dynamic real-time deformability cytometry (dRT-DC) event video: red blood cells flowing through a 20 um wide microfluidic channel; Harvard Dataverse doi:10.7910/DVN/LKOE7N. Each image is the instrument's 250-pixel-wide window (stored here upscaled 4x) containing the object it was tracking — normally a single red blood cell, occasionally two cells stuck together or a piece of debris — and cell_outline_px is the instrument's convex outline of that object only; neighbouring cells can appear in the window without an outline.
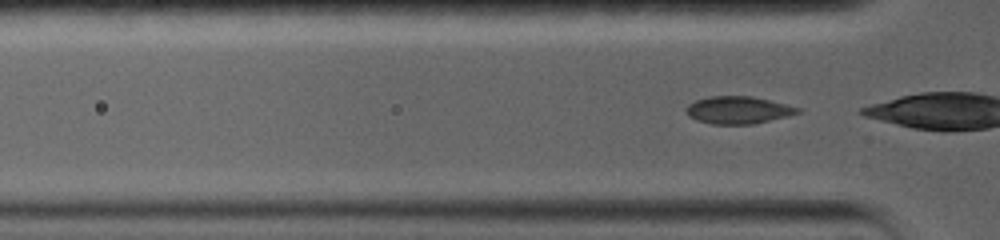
{"species": "common noctule bat (a hibernating species)", "species_latin": "Nyctalus noctula", "temperature_condition": "warm", "stored_images_in_passage": 67, "camera_frame_rate_fps": 5000, "um_per_image_px": 0.085, "animal": {"sex": "female", "body_mass_g": 19.0, "forearm_length_mm": 56.7}, "frame": {"image": 1, "passage_image": 2, "time_ms": 0.2, "image_size_px": [1000, 240], "cell_outline_px": [[800, 112], [788, 116], [752, 124], [712, 124], [696, 120], [688, 116], [684, 108], [688, 104], [696, 100], [708, 96], [752, 96], [800, 108]], "centroid_in_image_um": [62.68, 9.35], "position_along_channel_um": 63.1, "area_um2": 17.74}}
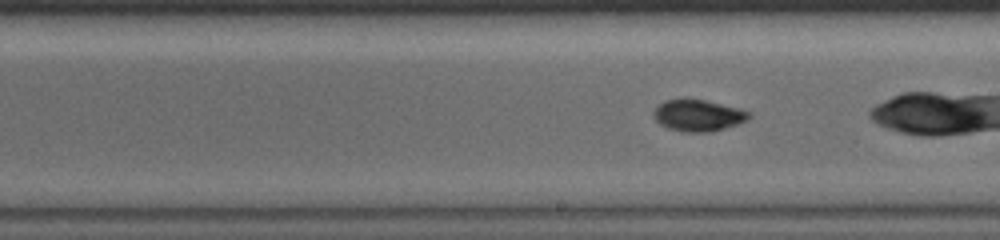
{"frame": {"image": 2, "passage_image": 26, "time_ms": 4.8, "image_size_px": [1000, 240], "cell_outline_px": [[752, 116], [748, 120], [724, 128], [708, 132], [680, 132], [668, 128], [660, 124], [652, 116], [652, 112], [664, 100], [684, 96], [704, 100], [740, 108], [752, 112]], "centroid_in_image_um": [59.32, 9.78], "position_along_channel_um": 229.7, "area_um2": 18.03}}
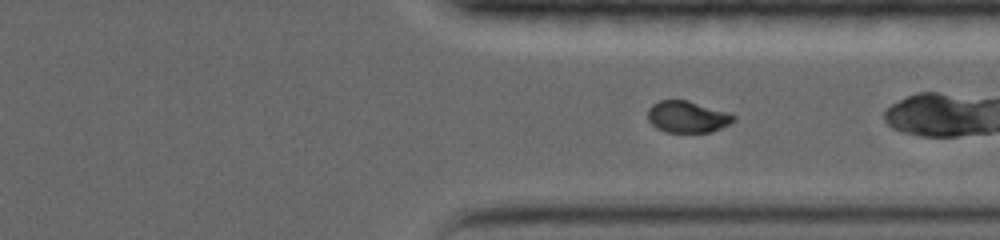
{"frame": {"image": 3, "passage_image": 44, "time_ms": 8.2, "image_size_px": [1000, 240], "cell_outline_px": [[736, 120], [720, 128], [708, 132], [664, 132], [656, 128], [648, 120], [648, 108], [652, 104], [660, 100], [688, 100], [728, 112], [736, 116]], "centroid_in_image_um": [58.41, 9.92], "position_along_channel_um": 353.0, "area_um2": 15.84}}